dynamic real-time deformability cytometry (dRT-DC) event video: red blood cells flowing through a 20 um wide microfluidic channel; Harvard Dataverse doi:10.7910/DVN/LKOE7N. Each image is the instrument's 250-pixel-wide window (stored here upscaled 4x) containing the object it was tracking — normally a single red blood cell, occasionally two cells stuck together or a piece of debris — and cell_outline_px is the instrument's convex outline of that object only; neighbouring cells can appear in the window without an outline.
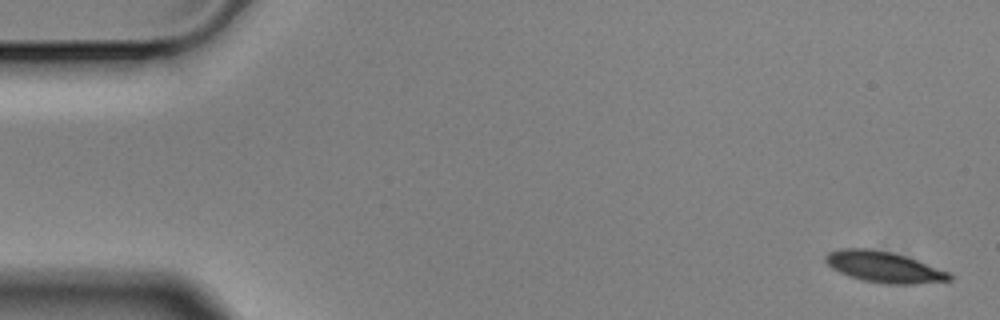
{"species": "Egyptian fruit bat (a non-hibernating species)", "species_latin": "Rousettus aegyptiacus", "temperature_condition": "cold", "stored_images_in_passage": 5, "camera_frame_rate_fps": 3000, "um_per_image_px": 0.085, "animal": {"sex": "male"}, "frame": {"image": 1, "passage_image": 1, "time_ms": 0.0, "image_size_px": [1000, 320], "cell_outline_px": [[952, 280], [912, 284], [884, 284], [864, 280], [840, 272], [832, 268], [824, 260], [824, 256], [828, 252], [840, 248], [872, 248], [892, 252], [916, 260], [948, 272], [952, 276]], "centroid_in_image_um": [75.09, 22.68], "position_along_channel_um": 9.9, "area_um2": 22.14}}
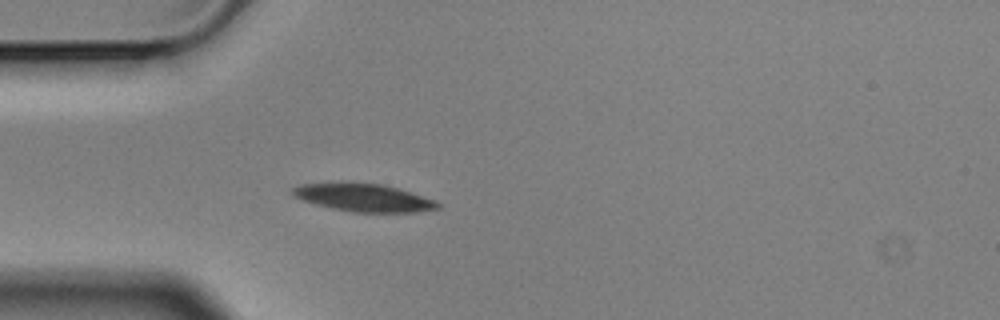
{"frame": {"image": 2, "passage_image": 5, "time_ms": 1.333, "image_size_px": [1000, 320], "cell_outline_px": [[440, 208], [420, 212], [352, 212], [332, 208], [316, 204], [292, 196], [292, 188], [300, 184], [380, 184], [396, 188], [436, 200], [440, 204]], "centroid_in_image_um": [30.96, 16.83], "position_along_channel_um": 54.0, "area_um2": 22.83}}